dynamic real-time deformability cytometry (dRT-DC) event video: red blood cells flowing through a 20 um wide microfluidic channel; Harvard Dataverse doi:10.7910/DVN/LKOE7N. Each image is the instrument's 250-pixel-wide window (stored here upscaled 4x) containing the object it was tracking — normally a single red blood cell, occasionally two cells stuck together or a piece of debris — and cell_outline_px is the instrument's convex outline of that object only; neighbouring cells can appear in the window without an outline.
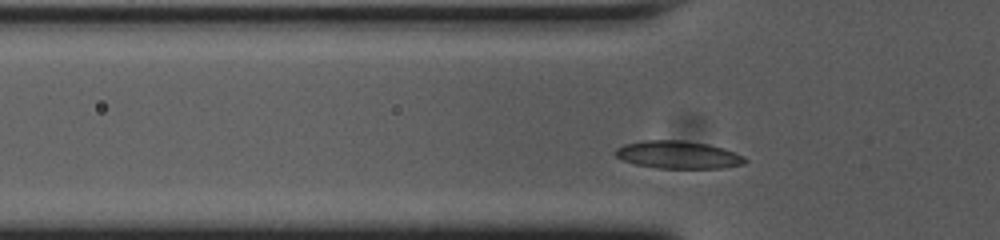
{"species": "common noctule bat (a hibernating species)", "species_latin": "Nyctalus noctula", "temperature_condition": "cold", "stored_images_in_passage": 32, "camera_frame_rate_fps": 3000, "um_per_image_px": 0.085, "animal": {"sex": "female", "body_mass_g": 23.0, "forearm_length_mm": 53.4}, "frame": {"image": 1, "passage_image": 5, "time_ms": 1.333, "image_size_px": [1000, 240], "cell_outline_px": [[748, 160], [744, 164], [724, 168], [656, 168], [636, 164], [624, 160], [616, 156], [612, 152], [616, 148], [624, 144], [644, 140], [684, 140], [708, 144], [724, 148], [744, 156]], "centroid_in_image_um": [57.65, 13.15], "position_along_channel_um": 68.2, "area_um2": 21.04}}
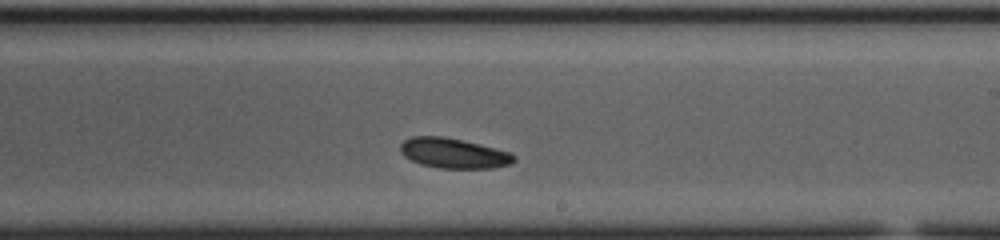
{"frame": {"image": 2, "passage_image": 20, "time_ms": 6.333, "image_size_px": [1000, 240], "cell_outline_px": [[516, 160], [512, 164], [492, 168], [440, 168], [420, 164], [404, 156], [400, 152], [400, 144], [404, 140], [412, 136], [440, 136], [480, 144], [508, 152], [516, 156]], "centroid_in_image_um": [38.55, 13.03], "position_along_channel_um": 250.5, "area_um2": 19.83}}
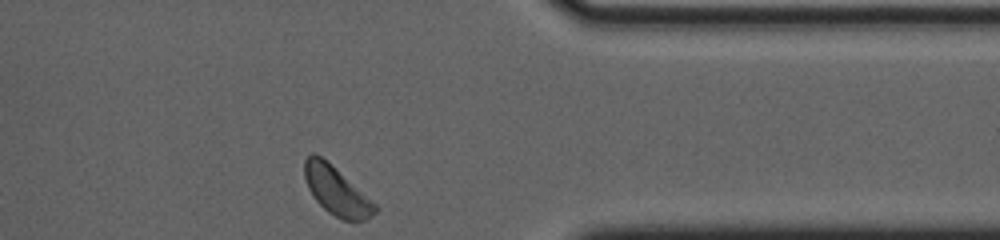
{"frame": {"image": 3, "passage_image": 32, "time_ms": 10.333, "image_size_px": [1000, 240], "cell_outline_px": [[380, 208], [372, 216], [364, 220], [340, 220], [328, 212], [316, 200], [308, 188], [304, 176], [304, 160], [312, 152], [316, 152], [376, 204]], "centroid_in_image_um": [28.59, 16.24], "position_along_channel_um": 382.8, "area_um2": 19.54}}